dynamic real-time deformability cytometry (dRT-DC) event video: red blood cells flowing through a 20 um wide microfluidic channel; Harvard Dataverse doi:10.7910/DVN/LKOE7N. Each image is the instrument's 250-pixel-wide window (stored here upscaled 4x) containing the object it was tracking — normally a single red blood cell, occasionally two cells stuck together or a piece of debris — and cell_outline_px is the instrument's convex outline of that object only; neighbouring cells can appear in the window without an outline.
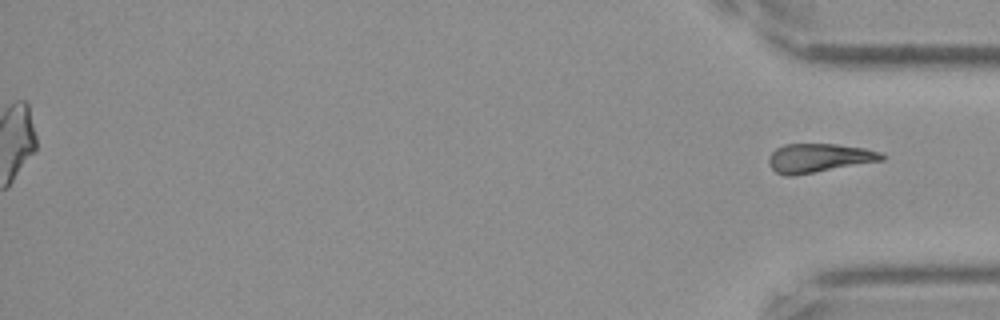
{"species": "Egyptian fruit bat (a non-hibernating species)", "species_latin": "Rousettus aegyptiacus", "temperature_condition": "cold", "stored_images_in_passage": 47, "segment_of_instrument_passage": [2, 2], "camera_frame_rate_fps": 3000, "um_per_image_px": 0.085, "frame": {"image": 1, "passage_image": 47, "time_ms": 15.333, "image_size_px": [1000, 320], "cell_outline_px": [[884, 160], [792, 176], [788, 176], [776, 172], [768, 164], [768, 156], [776, 148], [784, 144], [836, 144], [864, 148], [880, 152], [884, 156]], "centroid_in_image_um": [69.57, 13.42], "position_along_channel_um": 365.6, "area_um2": 18.9}}